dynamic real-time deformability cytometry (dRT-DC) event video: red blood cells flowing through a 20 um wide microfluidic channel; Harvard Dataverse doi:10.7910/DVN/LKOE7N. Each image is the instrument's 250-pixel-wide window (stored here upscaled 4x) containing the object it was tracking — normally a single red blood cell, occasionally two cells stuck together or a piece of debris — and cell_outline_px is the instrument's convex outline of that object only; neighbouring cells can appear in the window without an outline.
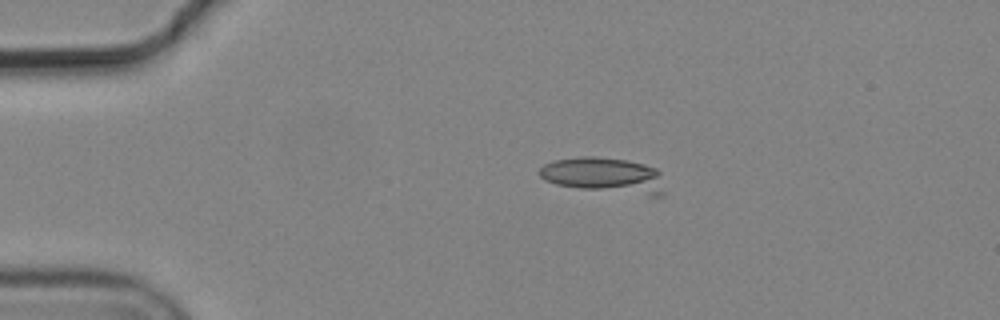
{"species": "common noctule bat (a hibernating species)", "species_latin": "Nyctalus noctula", "temperature_condition": "cold", "stored_images_in_passage": 5, "camera_frame_rate_fps": 3000, "um_per_image_px": 0.085, "animal": {"sex": "male", "body_mass_g": 19.2, "forearm_length_mm": 51.8}, "frame": {"image": 1, "passage_image": 3, "time_ms": 0.667, "image_size_px": [1000, 320], "cell_outline_px": [[664, 196], [652, 196], [580, 188], [556, 184], [544, 180], [540, 176], [540, 168], [544, 164], [552, 160], [580, 156], [596, 156], [628, 160], [644, 164], [656, 168], [660, 172], [664, 192]], "centroid_in_image_um": [51.37, 14.89], "position_along_channel_um": 33.6, "area_um2": 26.07}}